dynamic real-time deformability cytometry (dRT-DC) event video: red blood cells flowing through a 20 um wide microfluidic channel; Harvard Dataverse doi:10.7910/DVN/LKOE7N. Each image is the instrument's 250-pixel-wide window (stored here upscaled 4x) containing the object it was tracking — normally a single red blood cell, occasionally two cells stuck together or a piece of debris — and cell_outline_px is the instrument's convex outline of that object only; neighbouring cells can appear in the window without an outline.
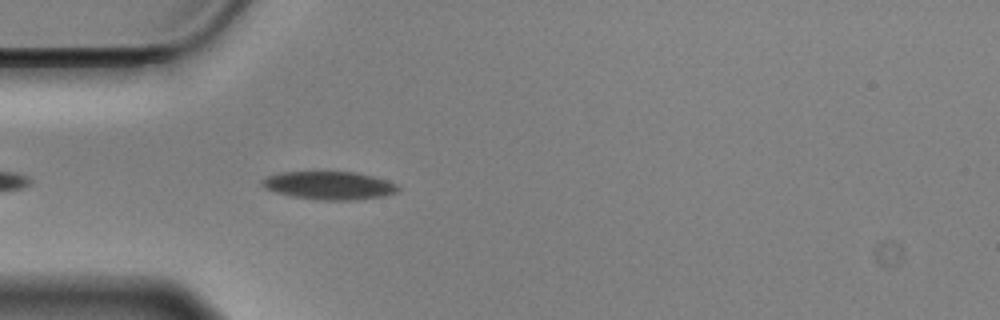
{"species": "Egyptian fruit bat (a non-hibernating species)", "species_latin": "Rousettus aegyptiacus", "temperature_condition": "cold", "stored_images_in_passage": 8, "camera_frame_rate_fps": 3000, "um_per_image_px": 0.085, "animal": {"sex": "male"}, "frame": {"image": 1, "passage_image": 4, "time_ms": 1.0, "image_size_px": [1000, 320], "cell_outline_px": [[400, 188], [396, 192], [380, 196], [356, 200], [316, 200], [292, 196], [276, 192], [264, 188], [260, 184], [260, 180], [268, 176], [284, 172], [352, 172], [372, 176], [396, 184]], "centroid_in_image_um": [27.93, 15.77], "position_along_channel_um": 57.1, "area_um2": 22.02}}